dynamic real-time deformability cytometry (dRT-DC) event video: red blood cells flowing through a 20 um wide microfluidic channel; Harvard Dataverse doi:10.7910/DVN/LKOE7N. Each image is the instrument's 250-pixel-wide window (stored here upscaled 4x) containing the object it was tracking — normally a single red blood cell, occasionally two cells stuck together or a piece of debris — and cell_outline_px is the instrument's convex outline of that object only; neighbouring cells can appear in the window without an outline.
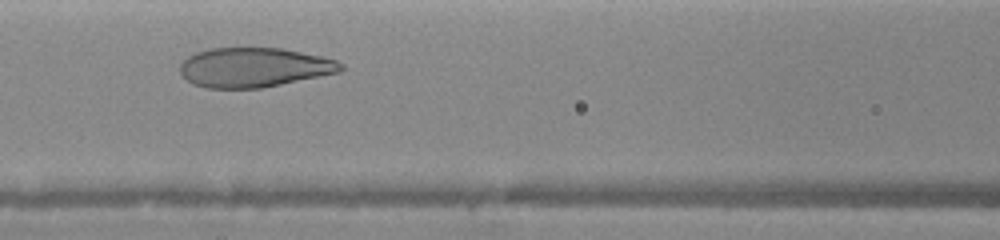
{"species": "human", "species_latin": "Homo sapiens", "temperature_condition": "warm", "stored_images_in_passage": 24, "camera_frame_rate_fps": 3000, "um_per_image_px": 0.085, "donor": {"sex": "female"}, "frame": {"image": 1, "passage_image": 7, "time_ms": 2.333, "image_size_px": [1000, 240], "cell_outline_px": [[344, 68], [340, 72], [260, 88], [208, 88], [192, 84], [180, 72], [180, 64], [188, 56], [196, 52], [212, 48], [280, 48], [320, 56], [336, 60], [344, 64]], "centroid_in_image_um": [21.59, 5.73], "position_along_channel_um": 145.0, "area_um2": 36.76}}
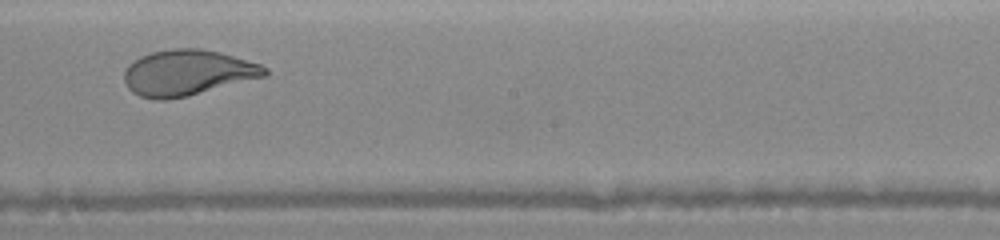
{"frame": {"image": 2, "passage_image": 13, "time_ms": 4.333, "image_size_px": [1000, 240], "cell_outline_px": [[268, 72], [264, 76], [188, 96], [164, 100], [156, 100], [140, 96], [132, 92], [124, 84], [124, 72], [128, 64], [140, 56], [152, 52], [172, 48], [200, 48], [220, 52], [260, 64], [268, 68]], "centroid_in_image_um": [15.89, 6.18], "position_along_channel_um": 232.3, "area_um2": 37.4}}
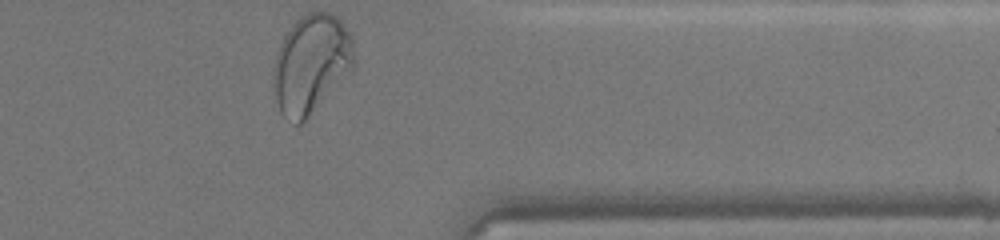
{"frame": {"image": 3, "passage_image": 24, "time_ms": 8.0, "image_size_px": [1000, 240], "cell_outline_px": [[356, 64], [308, 120], [300, 124], [296, 124], [284, 116], [280, 112], [276, 100], [272, 76], [276, 56], [280, 44], [284, 36], [292, 24], [300, 16], [308, 12], [332, 12], [344, 24], [352, 36], [356, 60]], "centroid_in_image_um": [26.47, 5.44], "position_along_channel_um": 384.9, "area_um2": 46.88}}